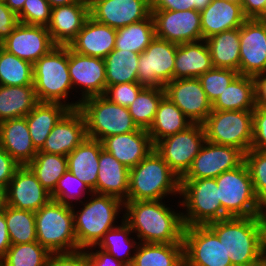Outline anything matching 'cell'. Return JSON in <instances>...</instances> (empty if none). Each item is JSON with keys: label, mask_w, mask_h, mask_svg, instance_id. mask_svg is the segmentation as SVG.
I'll return each instance as SVG.
<instances>
[{"label": "cell", "mask_w": 266, "mask_h": 266, "mask_svg": "<svg viewBox=\"0 0 266 266\" xmlns=\"http://www.w3.org/2000/svg\"><path fill=\"white\" fill-rule=\"evenodd\" d=\"M205 41L210 51L213 67L233 69L239 73L240 28L214 34Z\"/></svg>", "instance_id": "obj_33"}, {"label": "cell", "mask_w": 266, "mask_h": 266, "mask_svg": "<svg viewBox=\"0 0 266 266\" xmlns=\"http://www.w3.org/2000/svg\"><path fill=\"white\" fill-rule=\"evenodd\" d=\"M180 186V178L154 149L129 170L126 201L164 200L176 194L180 198Z\"/></svg>", "instance_id": "obj_4"}, {"label": "cell", "mask_w": 266, "mask_h": 266, "mask_svg": "<svg viewBox=\"0 0 266 266\" xmlns=\"http://www.w3.org/2000/svg\"><path fill=\"white\" fill-rule=\"evenodd\" d=\"M90 17L118 29L142 21L151 14L150 0H88Z\"/></svg>", "instance_id": "obj_18"}, {"label": "cell", "mask_w": 266, "mask_h": 266, "mask_svg": "<svg viewBox=\"0 0 266 266\" xmlns=\"http://www.w3.org/2000/svg\"><path fill=\"white\" fill-rule=\"evenodd\" d=\"M212 2V0H195L194 3V10H197L199 12H201L202 10H204L210 3Z\"/></svg>", "instance_id": "obj_62"}, {"label": "cell", "mask_w": 266, "mask_h": 266, "mask_svg": "<svg viewBox=\"0 0 266 266\" xmlns=\"http://www.w3.org/2000/svg\"><path fill=\"white\" fill-rule=\"evenodd\" d=\"M180 182L182 201L178 200L177 206L186 210H182L184 226L207 225L225 219L215 178L180 180Z\"/></svg>", "instance_id": "obj_7"}, {"label": "cell", "mask_w": 266, "mask_h": 266, "mask_svg": "<svg viewBox=\"0 0 266 266\" xmlns=\"http://www.w3.org/2000/svg\"><path fill=\"white\" fill-rule=\"evenodd\" d=\"M155 37L176 44L203 40L200 12L197 10H151Z\"/></svg>", "instance_id": "obj_15"}, {"label": "cell", "mask_w": 266, "mask_h": 266, "mask_svg": "<svg viewBox=\"0 0 266 266\" xmlns=\"http://www.w3.org/2000/svg\"><path fill=\"white\" fill-rule=\"evenodd\" d=\"M101 142L103 149L129 170L154 150L148 130L140 128L130 133L106 137Z\"/></svg>", "instance_id": "obj_24"}, {"label": "cell", "mask_w": 266, "mask_h": 266, "mask_svg": "<svg viewBox=\"0 0 266 266\" xmlns=\"http://www.w3.org/2000/svg\"><path fill=\"white\" fill-rule=\"evenodd\" d=\"M45 266H89L86 250L51 253Z\"/></svg>", "instance_id": "obj_50"}, {"label": "cell", "mask_w": 266, "mask_h": 266, "mask_svg": "<svg viewBox=\"0 0 266 266\" xmlns=\"http://www.w3.org/2000/svg\"><path fill=\"white\" fill-rule=\"evenodd\" d=\"M195 0H150L151 10H194Z\"/></svg>", "instance_id": "obj_55"}, {"label": "cell", "mask_w": 266, "mask_h": 266, "mask_svg": "<svg viewBox=\"0 0 266 266\" xmlns=\"http://www.w3.org/2000/svg\"><path fill=\"white\" fill-rule=\"evenodd\" d=\"M11 241L8 234L7 223L5 219V205L0 212V261L6 256L7 250L11 246Z\"/></svg>", "instance_id": "obj_56"}, {"label": "cell", "mask_w": 266, "mask_h": 266, "mask_svg": "<svg viewBox=\"0 0 266 266\" xmlns=\"http://www.w3.org/2000/svg\"><path fill=\"white\" fill-rule=\"evenodd\" d=\"M18 24V15L0 0V41L3 42Z\"/></svg>", "instance_id": "obj_52"}, {"label": "cell", "mask_w": 266, "mask_h": 266, "mask_svg": "<svg viewBox=\"0 0 266 266\" xmlns=\"http://www.w3.org/2000/svg\"><path fill=\"white\" fill-rule=\"evenodd\" d=\"M207 141L239 148L244 153L253 141V110H212L202 123Z\"/></svg>", "instance_id": "obj_10"}, {"label": "cell", "mask_w": 266, "mask_h": 266, "mask_svg": "<svg viewBox=\"0 0 266 266\" xmlns=\"http://www.w3.org/2000/svg\"><path fill=\"white\" fill-rule=\"evenodd\" d=\"M37 242L50 253L78 250L72 206L55 200L35 212Z\"/></svg>", "instance_id": "obj_6"}, {"label": "cell", "mask_w": 266, "mask_h": 266, "mask_svg": "<svg viewBox=\"0 0 266 266\" xmlns=\"http://www.w3.org/2000/svg\"><path fill=\"white\" fill-rule=\"evenodd\" d=\"M131 233L133 234V231L130 226L124 221V218H122L121 224L119 223L115 228L108 230L97 245L98 247L93 246V248H100L110 255H113L126 266H131L135 251L139 244V242H136L135 237H130Z\"/></svg>", "instance_id": "obj_38"}, {"label": "cell", "mask_w": 266, "mask_h": 266, "mask_svg": "<svg viewBox=\"0 0 266 266\" xmlns=\"http://www.w3.org/2000/svg\"><path fill=\"white\" fill-rule=\"evenodd\" d=\"M131 266H184V245L139 243Z\"/></svg>", "instance_id": "obj_34"}, {"label": "cell", "mask_w": 266, "mask_h": 266, "mask_svg": "<svg viewBox=\"0 0 266 266\" xmlns=\"http://www.w3.org/2000/svg\"><path fill=\"white\" fill-rule=\"evenodd\" d=\"M11 11L18 14L24 6L25 0H2Z\"/></svg>", "instance_id": "obj_60"}, {"label": "cell", "mask_w": 266, "mask_h": 266, "mask_svg": "<svg viewBox=\"0 0 266 266\" xmlns=\"http://www.w3.org/2000/svg\"><path fill=\"white\" fill-rule=\"evenodd\" d=\"M164 203L165 200L124 202L122 217L139 243H183L182 212Z\"/></svg>", "instance_id": "obj_1"}, {"label": "cell", "mask_w": 266, "mask_h": 266, "mask_svg": "<svg viewBox=\"0 0 266 266\" xmlns=\"http://www.w3.org/2000/svg\"><path fill=\"white\" fill-rule=\"evenodd\" d=\"M251 149L266 151V108L256 106L253 110V141Z\"/></svg>", "instance_id": "obj_51"}, {"label": "cell", "mask_w": 266, "mask_h": 266, "mask_svg": "<svg viewBox=\"0 0 266 266\" xmlns=\"http://www.w3.org/2000/svg\"><path fill=\"white\" fill-rule=\"evenodd\" d=\"M244 162L249 170L255 195L266 208V151L250 149L245 153Z\"/></svg>", "instance_id": "obj_45"}, {"label": "cell", "mask_w": 266, "mask_h": 266, "mask_svg": "<svg viewBox=\"0 0 266 266\" xmlns=\"http://www.w3.org/2000/svg\"><path fill=\"white\" fill-rule=\"evenodd\" d=\"M184 266H232L223 242L207 225L185 226Z\"/></svg>", "instance_id": "obj_13"}, {"label": "cell", "mask_w": 266, "mask_h": 266, "mask_svg": "<svg viewBox=\"0 0 266 266\" xmlns=\"http://www.w3.org/2000/svg\"><path fill=\"white\" fill-rule=\"evenodd\" d=\"M193 123L165 95L160 100L153 124L148 130L153 144L159 140L187 129Z\"/></svg>", "instance_id": "obj_35"}, {"label": "cell", "mask_w": 266, "mask_h": 266, "mask_svg": "<svg viewBox=\"0 0 266 266\" xmlns=\"http://www.w3.org/2000/svg\"><path fill=\"white\" fill-rule=\"evenodd\" d=\"M70 108L58 102H38L25 116L32 143L37 151L45 144L53 127L62 119Z\"/></svg>", "instance_id": "obj_31"}, {"label": "cell", "mask_w": 266, "mask_h": 266, "mask_svg": "<svg viewBox=\"0 0 266 266\" xmlns=\"http://www.w3.org/2000/svg\"><path fill=\"white\" fill-rule=\"evenodd\" d=\"M0 85L26 86L33 84V64L0 49Z\"/></svg>", "instance_id": "obj_43"}, {"label": "cell", "mask_w": 266, "mask_h": 266, "mask_svg": "<svg viewBox=\"0 0 266 266\" xmlns=\"http://www.w3.org/2000/svg\"><path fill=\"white\" fill-rule=\"evenodd\" d=\"M88 193L91 194L92 191L67 170L58 180L55 190L51 193V197L52 200L72 206L75 205L73 203L74 200L77 201L75 203L79 202V204L83 202L81 197H84L86 194L88 195Z\"/></svg>", "instance_id": "obj_46"}, {"label": "cell", "mask_w": 266, "mask_h": 266, "mask_svg": "<svg viewBox=\"0 0 266 266\" xmlns=\"http://www.w3.org/2000/svg\"><path fill=\"white\" fill-rule=\"evenodd\" d=\"M0 266H5L3 261H0Z\"/></svg>", "instance_id": "obj_66"}, {"label": "cell", "mask_w": 266, "mask_h": 266, "mask_svg": "<svg viewBox=\"0 0 266 266\" xmlns=\"http://www.w3.org/2000/svg\"><path fill=\"white\" fill-rule=\"evenodd\" d=\"M52 200L49 193L27 166H20L5 189V204L36 212Z\"/></svg>", "instance_id": "obj_21"}, {"label": "cell", "mask_w": 266, "mask_h": 266, "mask_svg": "<svg viewBox=\"0 0 266 266\" xmlns=\"http://www.w3.org/2000/svg\"><path fill=\"white\" fill-rule=\"evenodd\" d=\"M0 146L19 164L27 166L36 156L25 117L0 122Z\"/></svg>", "instance_id": "obj_26"}, {"label": "cell", "mask_w": 266, "mask_h": 266, "mask_svg": "<svg viewBox=\"0 0 266 266\" xmlns=\"http://www.w3.org/2000/svg\"><path fill=\"white\" fill-rule=\"evenodd\" d=\"M129 190V169L105 149L99 155L97 194L116 197L125 202Z\"/></svg>", "instance_id": "obj_30"}, {"label": "cell", "mask_w": 266, "mask_h": 266, "mask_svg": "<svg viewBox=\"0 0 266 266\" xmlns=\"http://www.w3.org/2000/svg\"><path fill=\"white\" fill-rule=\"evenodd\" d=\"M50 254L37 241L12 244L2 261L5 266H45Z\"/></svg>", "instance_id": "obj_44"}, {"label": "cell", "mask_w": 266, "mask_h": 266, "mask_svg": "<svg viewBox=\"0 0 266 266\" xmlns=\"http://www.w3.org/2000/svg\"><path fill=\"white\" fill-rule=\"evenodd\" d=\"M104 60L107 87L138 82V53L113 49Z\"/></svg>", "instance_id": "obj_37"}, {"label": "cell", "mask_w": 266, "mask_h": 266, "mask_svg": "<svg viewBox=\"0 0 266 266\" xmlns=\"http://www.w3.org/2000/svg\"><path fill=\"white\" fill-rule=\"evenodd\" d=\"M68 69L73 91L82 89L80 102L104 94L107 83L103 58L81 55L68 46Z\"/></svg>", "instance_id": "obj_16"}, {"label": "cell", "mask_w": 266, "mask_h": 266, "mask_svg": "<svg viewBox=\"0 0 266 266\" xmlns=\"http://www.w3.org/2000/svg\"><path fill=\"white\" fill-rule=\"evenodd\" d=\"M89 17L88 0L52 8L47 29L53 42L56 45L69 46Z\"/></svg>", "instance_id": "obj_23"}, {"label": "cell", "mask_w": 266, "mask_h": 266, "mask_svg": "<svg viewBox=\"0 0 266 266\" xmlns=\"http://www.w3.org/2000/svg\"><path fill=\"white\" fill-rule=\"evenodd\" d=\"M165 91L162 88L144 87L127 108L138 128L149 130L154 122L158 104Z\"/></svg>", "instance_id": "obj_42"}, {"label": "cell", "mask_w": 266, "mask_h": 266, "mask_svg": "<svg viewBox=\"0 0 266 266\" xmlns=\"http://www.w3.org/2000/svg\"><path fill=\"white\" fill-rule=\"evenodd\" d=\"M168 97L192 122L202 124L212 111V103L198 78L173 79L164 86Z\"/></svg>", "instance_id": "obj_17"}, {"label": "cell", "mask_w": 266, "mask_h": 266, "mask_svg": "<svg viewBox=\"0 0 266 266\" xmlns=\"http://www.w3.org/2000/svg\"><path fill=\"white\" fill-rule=\"evenodd\" d=\"M102 148L101 141L87 138L67 155L68 170L94 193H97L99 155Z\"/></svg>", "instance_id": "obj_28"}, {"label": "cell", "mask_w": 266, "mask_h": 266, "mask_svg": "<svg viewBox=\"0 0 266 266\" xmlns=\"http://www.w3.org/2000/svg\"><path fill=\"white\" fill-rule=\"evenodd\" d=\"M116 29L89 17L69 47L85 56L105 58L115 46Z\"/></svg>", "instance_id": "obj_27"}, {"label": "cell", "mask_w": 266, "mask_h": 266, "mask_svg": "<svg viewBox=\"0 0 266 266\" xmlns=\"http://www.w3.org/2000/svg\"><path fill=\"white\" fill-rule=\"evenodd\" d=\"M143 88L138 82L115 84L106 87L103 96L117 105L128 107Z\"/></svg>", "instance_id": "obj_49"}, {"label": "cell", "mask_w": 266, "mask_h": 266, "mask_svg": "<svg viewBox=\"0 0 266 266\" xmlns=\"http://www.w3.org/2000/svg\"><path fill=\"white\" fill-rule=\"evenodd\" d=\"M5 219L11 244L37 241L35 212L5 204Z\"/></svg>", "instance_id": "obj_41"}, {"label": "cell", "mask_w": 266, "mask_h": 266, "mask_svg": "<svg viewBox=\"0 0 266 266\" xmlns=\"http://www.w3.org/2000/svg\"><path fill=\"white\" fill-rule=\"evenodd\" d=\"M51 9L47 0H25L23 9L17 14L19 23L47 27Z\"/></svg>", "instance_id": "obj_48"}, {"label": "cell", "mask_w": 266, "mask_h": 266, "mask_svg": "<svg viewBox=\"0 0 266 266\" xmlns=\"http://www.w3.org/2000/svg\"><path fill=\"white\" fill-rule=\"evenodd\" d=\"M78 110L84 116L87 137L91 139L102 141L139 129L127 107L117 105L103 95L84 99Z\"/></svg>", "instance_id": "obj_8"}, {"label": "cell", "mask_w": 266, "mask_h": 266, "mask_svg": "<svg viewBox=\"0 0 266 266\" xmlns=\"http://www.w3.org/2000/svg\"><path fill=\"white\" fill-rule=\"evenodd\" d=\"M57 46L47 27L19 23L2 42V48L22 60L34 64Z\"/></svg>", "instance_id": "obj_20"}, {"label": "cell", "mask_w": 266, "mask_h": 266, "mask_svg": "<svg viewBox=\"0 0 266 266\" xmlns=\"http://www.w3.org/2000/svg\"><path fill=\"white\" fill-rule=\"evenodd\" d=\"M213 68L205 40L178 44L173 79L198 78Z\"/></svg>", "instance_id": "obj_29"}, {"label": "cell", "mask_w": 266, "mask_h": 266, "mask_svg": "<svg viewBox=\"0 0 266 266\" xmlns=\"http://www.w3.org/2000/svg\"><path fill=\"white\" fill-rule=\"evenodd\" d=\"M261 266H266V257H263L259 263Z\"/></svg>", "instance_id": "obj_65"}, {"label": "cell", "mask_w": 266, "mask_h": 266, "mask_svg": "<svg viewBox=\"0 0 266 266\" xmlns=\"http://www.w3.org/2000/svg\"><path fill=\"white\" fill-rule=\"evenodd\" d=\"M5 205V190L0 188V212L3 210Z\"/></svg>", "instance_id": "obj_63"}, {"label": "cell", "mask_w": 266, "mask_h": 266, "mask_svg": "<svg viewBox=\"0 0 266 266\" xmlns=\"http://www.w3.org/2000/svg\"><path fill=\"white\" fill-rule=\"evenodd\" d=\"M86 198L80 210L72 205L78 250L97 246L108 230L118 226L116 220L124 210V202L113 196L92 192Z\"/></svg>", "instance_id": "obj_2"}, {"label": "cell", "mask_w": 266, "mask_h": 266, "mask_svg": "<svg viewBox=\"0 0 266 266\" xmlns=\"http://www.w3.org/2000/svg\"><path fill=\"white\" fill-rule=\"evenodd\" d=\"M245 153L239 148L205 141L188 171L180 180L216 178L244 162Z\"/></svg>", "instance_id": "obj_14"}, {"label": "cell", "mask_w": 266, "mask_h": 266, "mask_svg": "<svg viewBox=\"0 0 266 266\" xmlns=\"http://www.w3.org/2000/svg\"><path fill=\"white\" fill-rule=\"evenodd\" d=\"M178 44L155 37L139 54L138 83L144 87L162 88L173 80Z\"/></svg>", "instance_id": "obj_12"}, {"label": "cell", "mask_w": 266, "mask_h": 266, "mask_svg": "<svg viewBox=\"0 0 266 266\" xmlns=\"http://www.w3.org/2000/svg\"><path fill=\"white\" fill-rule=\"evenodd\" d=\"M215 180L219 190V200L225 211V219L257 216L264 208L255 195L245 162L223 172Z\"/></svg>", "instance_id": "obj_9"}, {"label": "cell", "mask_w": 266, "mask_h": 266, "mask_svg": "<svg viewBox=\"0 0 266 266\" xmlns=\"http://www.w3.org/2000/svg\"><path fill=\"white\" fill-rule=\"evenodd\" d=\"M40 184L52 193L58 180L68 170L67 156L38 152L34 159L27 165Z\"/></svg>", "instance_id": "obj_40"}, {"label": "cell", "mask_w": 266, "mask_h": 266, "mask_svg": "<svg viewBox=\"0 0 266 266\" xmlns=\"http://www.w3.org/2000/svg\"><path fill=\"white\" fill-rule=\"evenodd\" d=\"M87 138L84 116L78 109H70L53 127L38 152L67 156Z\"/></svg>", "instance_id": "obj_22"}, {"label": "cell", "mask_w": 266, "mask_h": 266, "mask_svg": "<svg viewBox=\"0 0 266 266\" xmlns=\"http://www.w3.org/2000/svg\"><path fill=\"white\" fill-rule=\"evenodd\" d=\"M255 82L252 76L238 74L212 104V110H254Z\"/></svg>", "instance_id": "obj_32"}, {"label": "cell", "mask_w": 266, "mask_h": 266, "mask_svg": "<svg viewBox=\"0 0 266 266\" xmlns=\"http://www.w3.org/2000/svg\"><path fill=\"white\" fill-rule=\"evenodd\" d=\"M266 0H241L243 14L247 19H256L264 8Z\"/></svg>", "instance_id": "obj_57"}, {"label": "cell", "mask_w": 266, "mask_h": 266, "mask_svg": "<svg viewBox=\"0 0 266 266\" xmlns=\"http://www.w3.org/2000/svg\"><path fill=\"white\" fill-rule=\"evenodd\" d=\"M33 84L38 102H58L70 109L79 108V100L66 102L73 89L68 69V46H55L33 64Z\"/></svg>", "instance_id": "obj_5"}, {"label": "cell", "mask_w": 266, "mask_h": 266, "mask_svg": "<svg viewBox=\"0 0 266 266\" xmlns=\"http://www.w3.org/2000/svg\"><path fill=\"white\" fill-rule=\"evenodd\" d=\"M257 221L260 229L261 252L262 256L266 257V208L257 215Z\"/></svg>", "instance_id": "obj_59"}, {"label": "cell", "mask_w": 266, "mask_h": 266, "mask_svg": "<svg viewBox=\"0 0 266 266\" xmlns=\"http://www.w3.org/2000/svg\"><path fill=\"white\" fill-rule=\"evenodd\" d=\"M207 226L223 242L232 266H256L263 258L257 216L229 217Z\"/></svg>", "instance_id": "obj_3"}, {"label": "cell", "mask_w": 266, "mask_h": 266, "mask_svg": "<svg viewBox=\"0 0 266 266\" xmlns=\"http://www.w3.org/2000/svg\"><path fill=\"white\" fill-rule=\"evenodd\" d=\"M155 38V25L150 14L146 19L116 29L114 49L142 53Z\"/></svg>", "instance_id": "obj_39"}, {"label": "cell", "mask_w": 266, "mask_h": 266, "mask_svg": "<svg viewBox=\"0 0 266 266\" xmlns=\"http://www.w3.org/2000/svg\"><path fill=\"white\" fill-rule=\"evenodd\" d=\"M37 103L34 85H0V122L25 117Z\"/></svg>", "instance_id": "obj_36"}, {"label": "cell", "mask_w": 266, "mask_h": 266, "mask_svg": "<svg viewBox=\"0 0 266 266\" xmlns=\"http://www.w3.org/2000/svg\"><path fill=\"white\" fill-rule=\"evenodd\" d=\"M247 20L240 2L232 0H212L200 12L203 40L223 31L240 28Z\"/></svg>", "instance_id": "obj_25"}, {"label": "cell", "mask_w": 266, "mask_h": 266, "mask_svg": "<svg viewBox=\"0 0 266 266\" xmlns=\"http://www.w3.org/2000/svg\"><path fill=\"white\" fill-rule=\"evenodd\" d=\"M266 73V22L247 19L240 27L239 74L255 77Z\"/></svg>", "instance_id": "obj_19"}, {"label": "cell", "mask_w": 266, "mask_h": 266, "mask_svg": "<svg viewBox=\"0 0 266 266\" xmlns=\"http://www.w3.org/2000/svg\"><path fill=\"white\" fill-rule=\"evenodd\" d=\"M253 78L255 82V105L266 108V73Z\"/></svg>", "instance_id": "obj_58"}, {"label": "cell", "mask_w": 266, "mask_h": 266, "mask_svg": "<svg viewBox=\"0 0 266 266\" xmlns=\"http://www.w3.org/2000/svg\"><path fill=\"white\" fill-rule=\"evenodd\" d=\"M256 20L266 22V1L264 3L263 12L256 18Z\"/></svg>", "instance_id": "obj_64"}, {"label": "cell", "mask_w": 266, "mask_h": 266, "mask_svg": "<svg viewBox=\"0 0 266 266\" xmlns=\"http://www.w3.org/2000/svg\"><path fill=\"white\" fill-rule=\"evenodd\" d=\"M98 249L99 250L93 249V246L85 249L88 255L89 266H126L124 263L117 260L113 255H110L100 248Z\"/></svg>", "instance_id": "obj_54"}, {"label": "cell", "mask_w": 266, "mask_h": 266, "mask_svg": "<svg viewBox=\"0 0 266 266\" xmlns=\"http://www.w3.org/2000/svg\"><path fill=\"white\" fill-rule=\"evenodd\" d=\"M239 73L233 69L215 68L198 77L208 100L213 104Z\"/></svg>", "instance_id": "obj_47"}, {"label": "cell", "mask_w": 266, "mask_h": 266, "mask_svg": "<svg viewBox=\"0 0 266 266\" xmlns=\"http://www.w3.org/2000/svg\"><path fill=\"white\" fill-rule=\"evenodd\" d=\"M19 164L0 146V188L5 190Z\"/></svg>", "instance_id": "obj_53"}, {"label": "cell", "mask_w": 266, "mask_h": 266, "mask_svg": "<svg viewBox=\"0 0 266 266\" xmlns=\"http://www.w3.org/2000/svg\"><path fill=\"white\" fill-rule=\"evenodd\" d=\"M205 141L203 125L193 123L187 129L159 140L154 144V149L181 178L190 168Z\"/></svg>", "instance_id": "obj_11"}, {"label": "cell", "mask_w": 266, "mask_h": 266, "mask_svg": "<svg viewBox=\"0 0 266 266\" xmlns=\"http://www.w3.org/2000/svg\"><path fill=\"white\" fill-rule=\"evenodd\" d=\"M47 1L50 4L51 8H54L57 6H63V5L71 4V3H77L80 0H47Z\"/></svg>", "instance_id": "obj_61"}]
</instances>
